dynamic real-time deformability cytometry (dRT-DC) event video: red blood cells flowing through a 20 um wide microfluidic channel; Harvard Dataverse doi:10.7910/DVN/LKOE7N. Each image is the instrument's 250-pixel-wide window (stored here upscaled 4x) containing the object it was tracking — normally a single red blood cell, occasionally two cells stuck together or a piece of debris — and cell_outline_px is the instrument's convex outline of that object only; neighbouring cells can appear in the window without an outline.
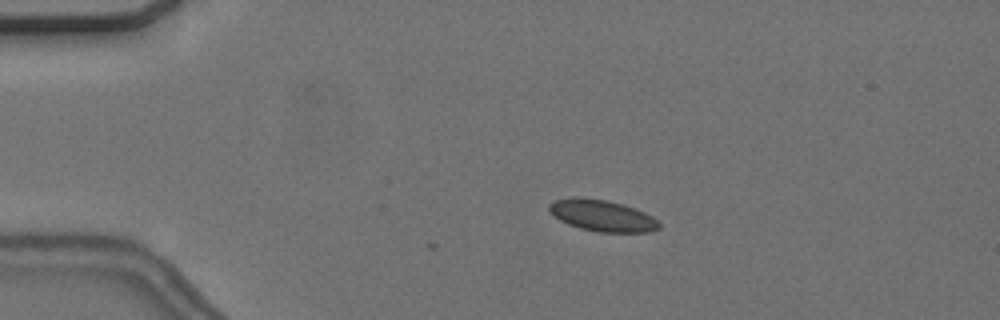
{"species": "common noctule bat (a hibernating species)", "species_latin": "Nyctalus noctula", "temperature_condition": "cold", "stored_images_in_passage": 5, "camera_frame_rate_fps": 3000, "um_per_image_px": 0.085, "animal": {"sex": "female", "body_mass_g": 24.6, "forearm_length_mm": 56.2}, "frame": {"image": 1, "passage_image": 1, "time_ms": 0.0, "image_size_px": [1000, 320], "cell_outline_px": [[660, 228], [652, 232], [600, 232], [580, 228], [568, 224], [560, 220], [548, 208], [548, 204], [556, 200], [572, 196], [580, 196], [608, 200], [624, 204], [644, 212], [652, 216], [660, 224]], "centroid_in_image_um": [51.2, 18.31], "position_along_channel_um": 33.8, "area_um2": 20.23}}